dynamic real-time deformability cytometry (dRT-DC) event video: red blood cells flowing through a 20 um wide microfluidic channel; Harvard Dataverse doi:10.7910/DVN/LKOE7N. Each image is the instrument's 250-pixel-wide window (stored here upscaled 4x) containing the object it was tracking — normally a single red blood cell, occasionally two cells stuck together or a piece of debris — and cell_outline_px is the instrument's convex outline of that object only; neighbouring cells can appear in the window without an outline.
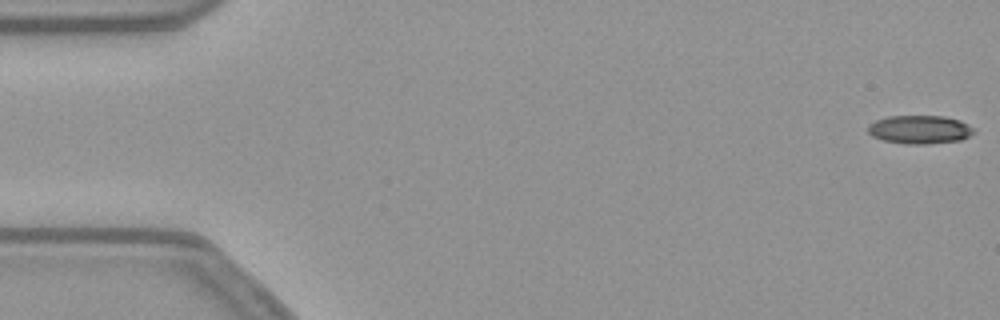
{"species": "common noctule bat (a hibernating species)", "species_latin": "Nyctalus noctula", "temperature_condition": "warm", "stored_images_in_passage": 16, "camera_frame_rate_fps": 3000, "um_per_image_px": 0.085, "animal": {"sex": "female", "body_mass_g": 21.9}, "frame": {"image": 1, "passage_image": 1, "time_ms": 0.0, "image_size_px": [1000, 320], "cell_outline_px": [[976, 132], [960, 140], [928, 144], [904, 144], [880, 140], [872, 136], [868, 132], [868, 124], [876, 120], [888, 116], [944, 116], [960, 120], [976, 128]], "centroid_in_image_um": [78.18, 11.01], "position_along_channel_um": 6.8, "area_um2": 17.8}}
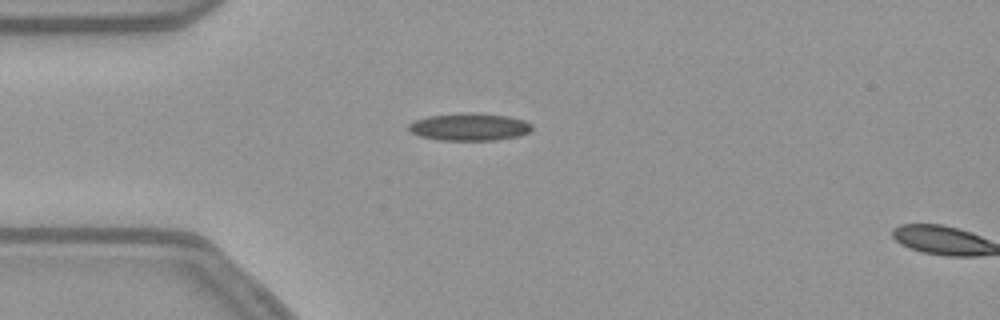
{"frame": {"image": 2, "passage_image": 14, "time_ms": 4.333, "image_size_px": [1000, 320], "cell_outline_px": [[532, 128], [528, 132], [520, 136], [492, 140], [440, 140], [420, 136], [412, 132], [408, 128], [408, 124], [412, 120], [428, 116], [464, 112], [476, 112], [508, 116], [524, 120], [532, 124]], "centroid_in_image_um": [39.89, 10.77], "position_along_channel_um": 45.1, "area_um2": 19.88}}